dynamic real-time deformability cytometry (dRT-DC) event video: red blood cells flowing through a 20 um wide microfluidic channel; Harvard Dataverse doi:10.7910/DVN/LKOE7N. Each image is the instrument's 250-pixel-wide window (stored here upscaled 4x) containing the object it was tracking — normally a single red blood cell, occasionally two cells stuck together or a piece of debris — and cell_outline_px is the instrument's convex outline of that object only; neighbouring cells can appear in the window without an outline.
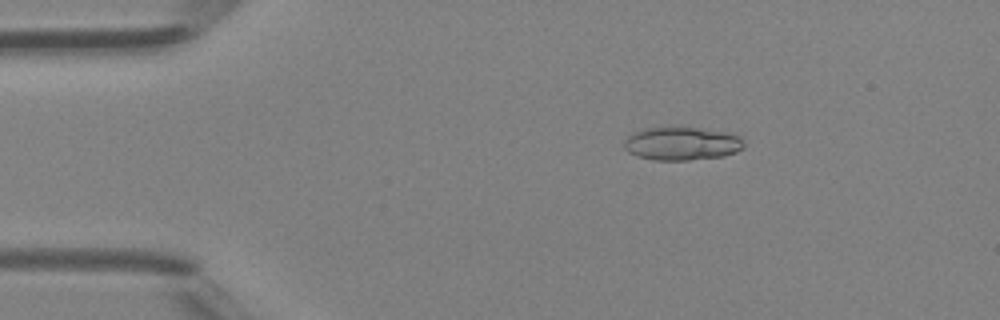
{"species": "Egyptian fruit bat (a non-hibernating species)", "species_latin": "Rousettus aegyptiacus", "temperature_condition": "room temperature", "stored_images_in_passage": 46, "camera_frame_rate_fps": 3000, "um_per_image_px": 0.085, "animal": {"sex": "female"}, "frame": {"image": 1, "passage_image": 8, "time_ms": 2.333, "image_size_px": [1000, 320], "cell_outline_px": [[744, 148], [736, 152], [724, 156], [688, 160], [652, 160], [628, 152], [624, 148], [624, 140], [632, 132], [648, 128], [696, 128], [736, 132], [744, 140]], "centroid_in_image_um": [58.02, 12.2], "position_along_channel_um": 27.0, "area_um2": 23.41}}
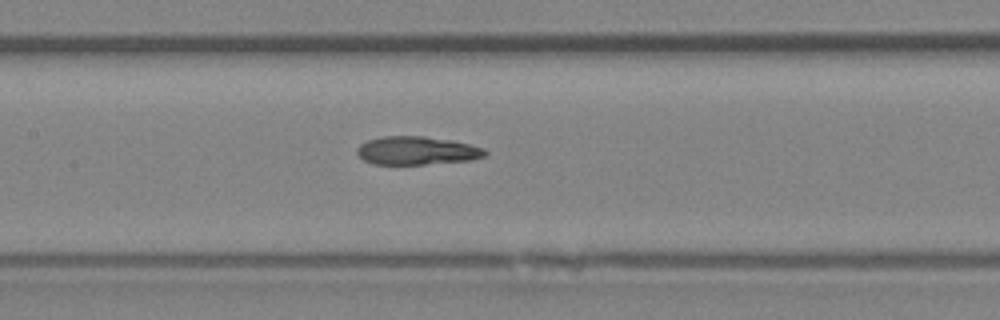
{"frame": {"image": 2, "passage_image": 22, "time_ms": 7.0, "image_size_px": [1000, 320], "cell_outline_px": [[488, 152], [484, 156], [472, 160], [424, 164], [372, 164], [364, 160], [356, 152], [356, 148], [360, 144], [368, 140], [384, 136], [424, 136], [452, 140], [484, 148]], "centroid_in_image_um": [35.42, 12.8], "position_along_channel_um": 172.0, "area_um2": 21.1}}
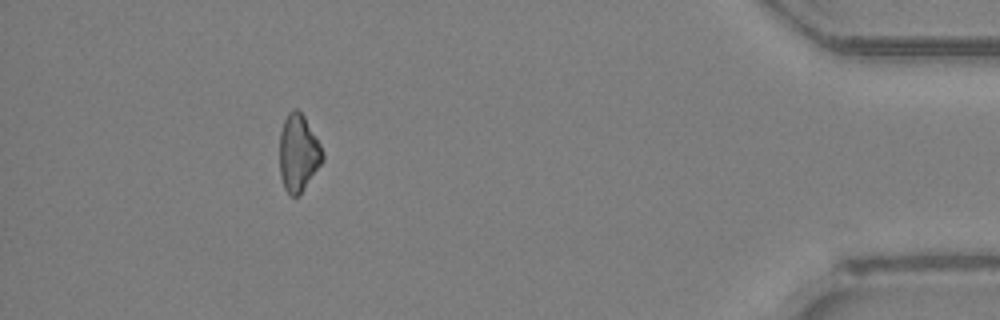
{"frame": {"image": 3, "passage_image": 42, "time_ms": 13.667, "image_size_px": [1000, 320], "cell_outline_px": [[324, 160], [300, 196], [292, 196], [284, 188], [280, 176], [280, 132], [284, 120], [288, 112], [296, 108], [304, 116], [316, 136], [324, 152]], "centroid_in_image_um": [25.37, 13.03], "position_along_channel_um": 409.8, "area_um2": 19.48}, "authors_computed_cell_mechanics": {"area_um2": 21.9062, "velocity_mm_per_s": 4.447, "shape_relaxation_time_tau1_ms": null, "shape_relaxation_time_tau2_ms": 4.1025, "deformation_change_tau1": null, "deformation_change_tau2": 0.1184}}